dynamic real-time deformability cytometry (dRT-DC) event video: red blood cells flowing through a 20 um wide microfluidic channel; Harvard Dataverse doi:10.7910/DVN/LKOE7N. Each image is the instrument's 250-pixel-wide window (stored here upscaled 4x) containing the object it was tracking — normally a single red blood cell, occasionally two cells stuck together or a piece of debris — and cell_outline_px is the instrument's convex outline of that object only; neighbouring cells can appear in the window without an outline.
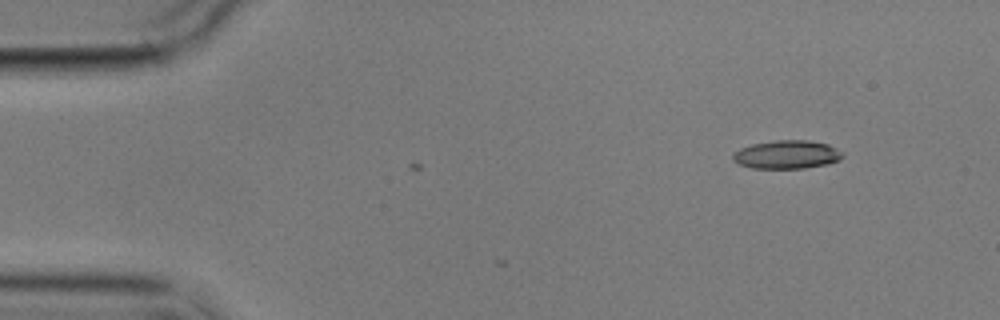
{"species": "common noctule bat (a hibernating species)", "species_latin": "Nyctalus noctula", "temperature_condition": "cold", "stored_images_in_passage": 2, "camera_frame_rate_fps": 3000, "um_per_image_px": 0.085, "animal": {"sex": "male", "body_mass_g": 17.9}, "frame": {"image": 1, "passage_image": 2, "time_ms": 1.667, "image_size_px": [1000, 320], "cell_outline_px": [[844, 156], [840, 160], [828, 164], [804, 168], [752, 168], [740, 164], [732, 160], [732, 156], [740, 148], [752, 144], [776, 140], [808, 140], [828, 144], [844, 152]], "centroid_in_image_um": [66.92, 13.13], "position_along_channel_um": 18.1, "area_um2": 18.21}}